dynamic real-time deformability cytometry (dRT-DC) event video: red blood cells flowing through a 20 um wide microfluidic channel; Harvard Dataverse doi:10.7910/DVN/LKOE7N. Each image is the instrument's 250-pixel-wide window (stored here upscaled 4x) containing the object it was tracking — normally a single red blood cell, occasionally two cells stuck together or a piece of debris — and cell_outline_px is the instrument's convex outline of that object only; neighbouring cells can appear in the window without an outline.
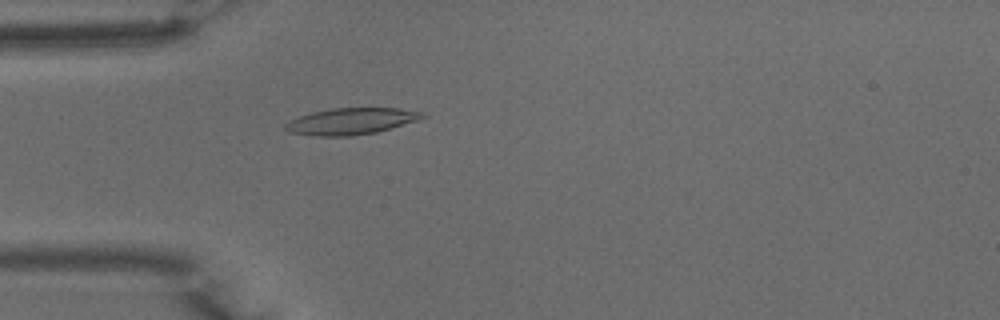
{"species": "common noctule bat (a hibernating species)", "species_latin": "Nyctalus noctula", "temperature_condition": "warm", "stored_images_in_passage": 50, "camera_frame_rate_fps": 3000, "um_per_image_px": 0.085, "animal": {"sex": "male", "body_mass_g": 15.6}, "frame": {"image": 1, "passage_image": 14, "time_ms": 4.333, "image_size_px": [1000, 320], "cell_outline_px": [[428, 116], [416, 120], [376, 132], [352, 136], [320, 136], [288, 132], [284, 128], [284, 124], [288, 120], [312, 112], [328, 108], [400, 108], [428, 112]], "centroid_in_image_um": [29.85, 10.29], "position_along_channel_um": 55.2, "area_um2": 21.27}}
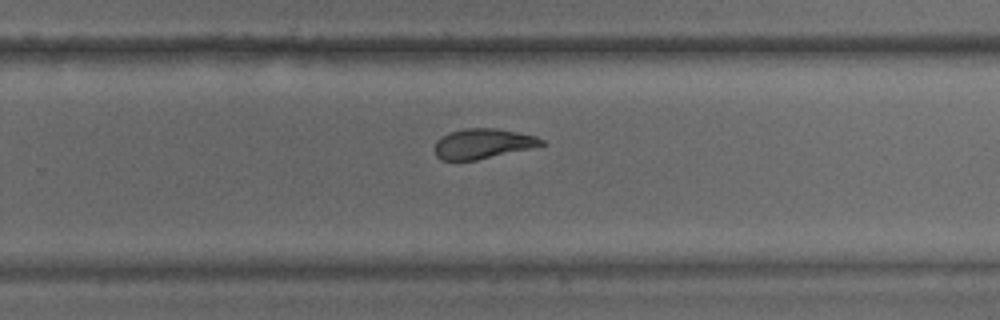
{"frame": {"image": 2, "passage_image": 32, "time_ms": 10.333, "image_size_px": [1000, 320], "cell_outline_px": [[548, 144], [532, 148], [476, 160], [440, 160], [436, 156], [432, 148], [436, 140], [440, 136], [448, 132], [468, 128], [496, 128], [536, 136], [544, 140]], "centroid_in_image_um": [41.0, 12.21], "position_along_channel_um": 288.8, "area_um2": 18.96}}
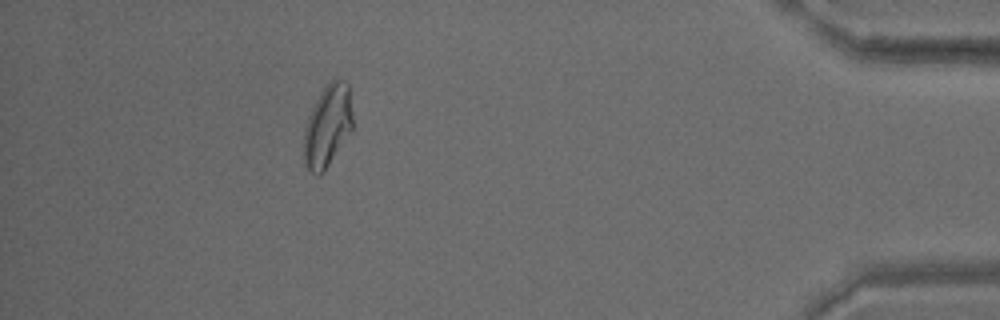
{"frame": {"image": 3, "passage_image": 45, "time_ms": 14.667, "image_size_px": [1000, 320], "cell_outline_px": [[352, 132], [324, 172], [320, 176], [316, 176], [304, 164], [304, 128], [308, 116], [320, 92], [328, 80], [336, 76], [348, 84], [352, 112]], "centroid_in_image_um": [27.85, 10.69], "position_along_channel_um": 407.4, "area_um2": 23.81}, "authors_computed_cell_mechanics": {"area_um2": 20.808, "velocity_mm_per_s": 3.9668, "shape_relaxation_time_tau1_ms": 4.5216, "shape_relaxation_time_tau2_ms": 2.8971, "deformation_change_tau1": 0.1816, "deformation_change_tau2": 0.1032}}